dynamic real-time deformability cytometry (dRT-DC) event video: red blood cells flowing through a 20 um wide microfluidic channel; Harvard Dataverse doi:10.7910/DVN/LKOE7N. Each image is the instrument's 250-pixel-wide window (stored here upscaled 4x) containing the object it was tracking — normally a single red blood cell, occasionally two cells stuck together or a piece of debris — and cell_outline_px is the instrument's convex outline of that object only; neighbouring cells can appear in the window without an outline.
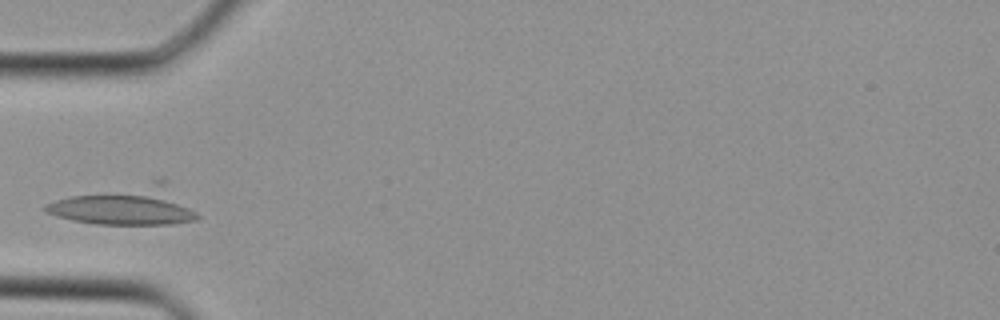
{"species": "Egyptian fruit bat (a non-hibernating species)", "species_latin": "Rousettus aegyptiacus", "temperature_condition": "cold", "stored_images_in_passage": 22, "camera_frame_rate_fps": 3000, "um_per_image_px": 0.085, "animal": {"sex": "female"}, "frame": {"image": 1, "passage_image": 1, "time_ms": 0.0, "image_size_px": [1000, 320], "cell_outline_px": [[200, 216], [196, 220], [172, 224], [96, 224], [72, 220], [56, 216], [44, 212], [40, 208], [44, 204], [56, 200], [72, 196], [152, 180], [164, 180]], "centroid_in_image_um": [10.7, 17.49], "position_along_channel_um": 74.3, "area_um2": 33.99}}
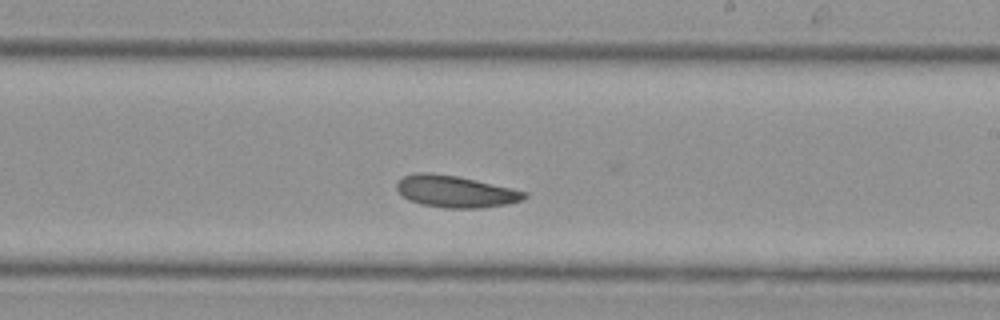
{"frame": {"image": 2, "passage_image": 11, "time_ms": 3.333, "image_size_px": [1000, 320], "cell_outline_px": [[528, 196], [520, 200], [504, 204], [480, 208], [444, 208], [420, 204], [408, 200], [396, 188], [396, 184], [404, 176], [416, 172], [432, 172], [456, 176], [476, 180], [512, 188], [528, 192]], "centroid_in_image_um": [38.69, 16.27], "position_along_channel_um": 250.3, "area_um2": 23.58}}
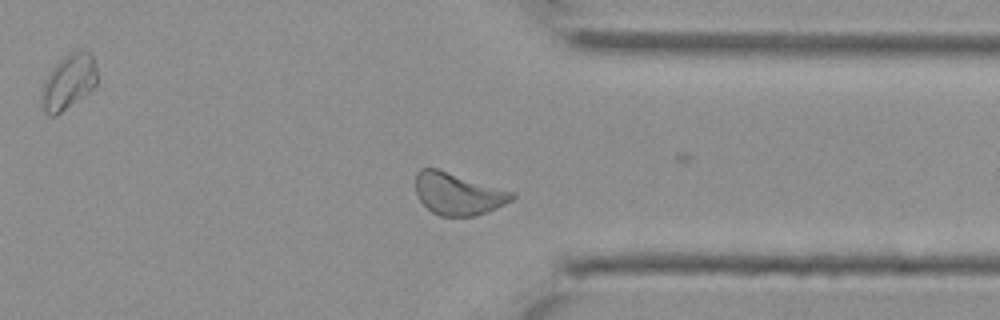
{"frame": {"image": 3, "passage_image": 18, "time_ms": 5.667, "image_size_px": [1000, 320], "cell_outline_px": [[516, 196], [512, 200], [488, 212], [476, 216], [440, 216], [432, 212], [420, 200], [416, 192], [416, 172], [420, 168], [440, 168], [516, 192]], "centroid_in_image_um": [38.96, 16.45], "position_along_channel_um": 372.4, "area_um2": 24.04}}